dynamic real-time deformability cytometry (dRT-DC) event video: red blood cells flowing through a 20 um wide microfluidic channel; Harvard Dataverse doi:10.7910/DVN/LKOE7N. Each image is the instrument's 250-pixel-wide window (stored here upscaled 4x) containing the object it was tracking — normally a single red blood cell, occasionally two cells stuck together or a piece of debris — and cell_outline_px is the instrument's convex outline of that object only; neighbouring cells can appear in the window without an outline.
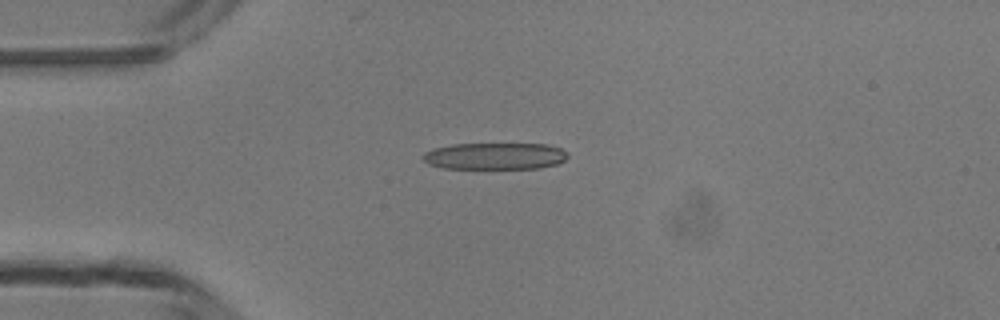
{"species": "common noctule bat (a hibernating species)", "species_latin": "Nyctalus noctula", "temperature_condition": "room temperature", "stored_images_in_passage": 5, "camera_frame_rate_fps": 3000, "um_per_image_px": 0.085, "animal": {"sex": "male", "body_mass_g": 13.3}, "frame": {"image": 1, "passage_image": 4, "time_ms": 3.333, "image_size_px": [1000, 320], "cell_outline_px": [[568, 156], [564, 160], [556, 164], [536, 168], [440, 168], [428, 164], [424, 160], [424, 152], [432, 148], [452, 144], [544, 144], [560, 148]], "centroid_in_image_um": [42.01, 13.26], "position_along_channel_um": 43.0, "area_um2": 22.37}}